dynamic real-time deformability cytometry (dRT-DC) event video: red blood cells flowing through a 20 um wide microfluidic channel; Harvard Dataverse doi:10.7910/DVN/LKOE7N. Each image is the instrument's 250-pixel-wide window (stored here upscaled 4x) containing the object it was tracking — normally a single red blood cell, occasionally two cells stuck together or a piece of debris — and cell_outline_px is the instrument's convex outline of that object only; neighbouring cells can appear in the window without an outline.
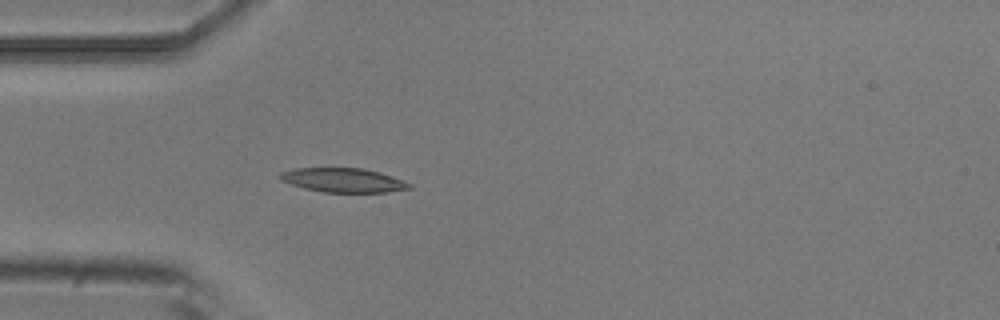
{"species": "common noctule bat (a hibernating species)", "species_latin": "Nyctalus noctula", "temperature_condition": "room temperature", "stored_images_in_passage": 3, "camera_frame_rate_fps": 3000, "um_per_image_px": 0.085, "animal": {"sex": "male", "body_mass_g": 20.5, "forearm_length_mm": 52.5}, "frame": {"image": 1, "passage_image": 3, "time_ms": 0.667, "image_size_px": [1000, 320], "cell_outline_px": [[412, 188], [388, 192], [324, 192], [304, 188], [280, 180], [280, 172], [296, 168], [364, 168], [380, 172], [412, 184]], "centroid_in_image_um": [29.19, 15.31], "position_along_channel_um": 55.8, "area_um2": 18.09}}